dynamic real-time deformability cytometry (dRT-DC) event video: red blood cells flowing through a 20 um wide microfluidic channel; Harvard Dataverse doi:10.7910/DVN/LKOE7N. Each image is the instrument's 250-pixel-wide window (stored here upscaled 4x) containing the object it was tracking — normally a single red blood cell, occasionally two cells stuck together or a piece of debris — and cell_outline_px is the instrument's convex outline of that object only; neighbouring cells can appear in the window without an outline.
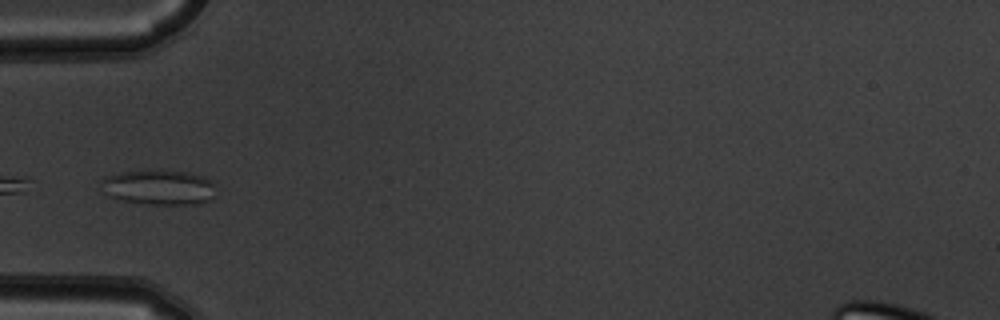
{"species": "common noctule bat (a hibernating species)", "species_latin": "Nyctalus noctula", "temperature_condition": "warm", "stored_images_in_passage": 4, "camera_frame_rate_fps": 3000, "um_per_image_px": 0.085, "animal": {"sex": "male", "body_mass_g": 19.5, "forearm_length_mm": 54.6}, "frame": {"image": 1, "passage_image": 4, "time_ms": 1.0, "image_size_px": [1000, 320], "cell_outline_px": [[216, 196], [212, 200], [200, 204], [148, 204], [120, 200], [108, 196], [104, 192], [100, 184], [100, 180], [104, 176], [120, 172], [156, 168], [188, 172], [204, 176], [212, 180]], "centroid_in_image_um": [13.51, 15.89], "position_along_channel_um": 71.5, "area_um2": 24.33}}